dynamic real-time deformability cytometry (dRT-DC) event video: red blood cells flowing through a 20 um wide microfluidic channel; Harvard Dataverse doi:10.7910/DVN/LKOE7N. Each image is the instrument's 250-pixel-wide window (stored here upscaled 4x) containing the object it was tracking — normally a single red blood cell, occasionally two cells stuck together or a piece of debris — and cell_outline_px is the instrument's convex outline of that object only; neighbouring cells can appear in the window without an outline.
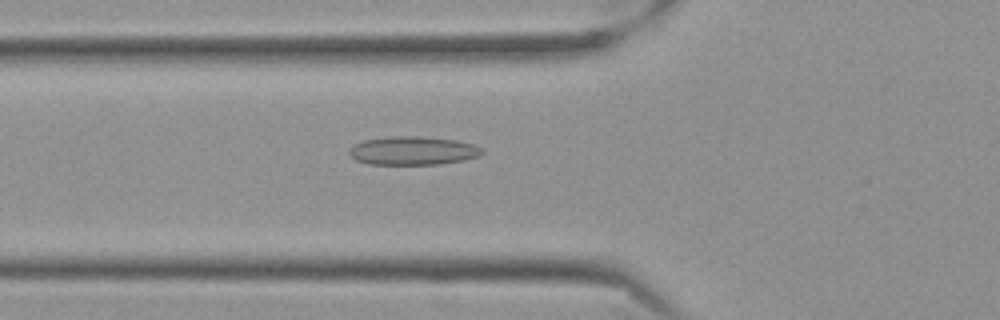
{"species": "Egyptian fruit bat (a non-hibernating species)", "species_latin": "Rousettus aegyptiacus", "temperature_condition": "cold", "stored_images_in_passage": 58, "camera_frame_rate_fps": 3000, "um_per_image_px": 0.085, "frame": {"image": 1, "passage_image": 21, "time_ms": 6.667, "image_size_px": [1000, 320], "cell_outline_px": [[484, 152], [480, 156], [464, 160], [440, 164], [368, 164], [356, 160], [348, 152], [348, 148], [364, 140], [388, 136], [420, 136], [456, 140], [476, 144], [484, 148]], "centroid_in_image_um": [35.14, 12.8], "position_along_channel_um": 90.7, "area_um2": 22.31}}
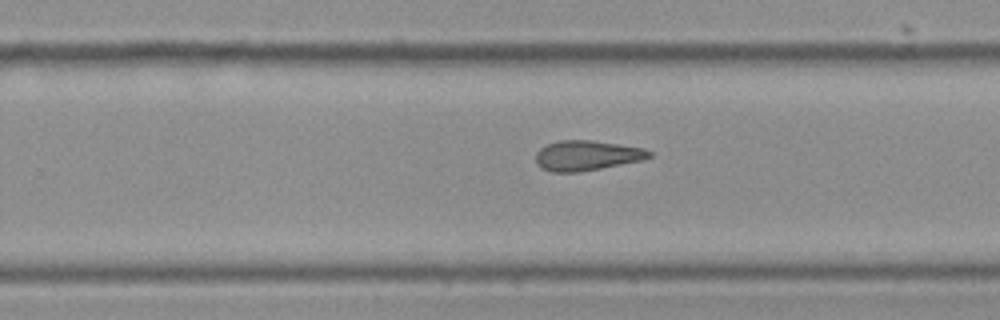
{"frame": {"image": 2, "passage_image": 37, "time_ms": 12.0, "image_size_px": [1000, 320], "cell_outline_px": [[652, 156], [640, 160], [580, 172], [552, 172], [540, 168], [536, 164], [536, 152], [540, 148], [548, 144], [560, 140], [592, 140], [644, 148], [652, 152]], "centroid_in_image_um": [49.84, 13.22], "position_along_channel_um": 280.0, "area_um2": 19.77}}
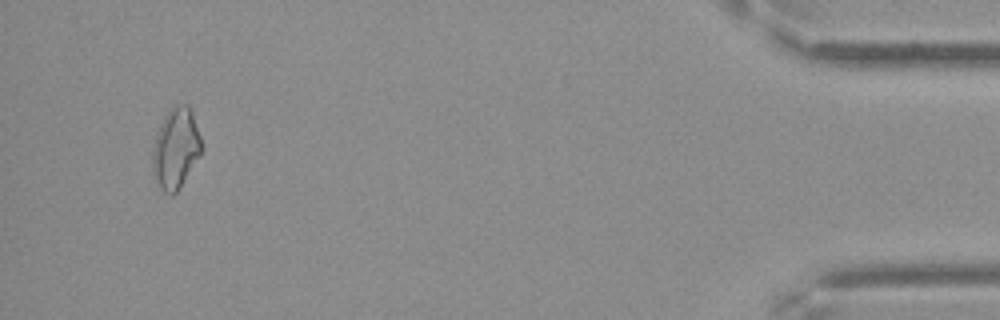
{"frame": {"image": 3, "passage_image": 55, "time_ms": 18.0, "image_size_px": [1000, 320], "cell_outline_px": [[204, 148], [176, 192], [172, 196], [164, 192], [160, 188], [152, 164], [152, 156], [156, 136], [164, 116], [168, 108], [176, 104], [188, 104], [192, 112]], "centroid_in_image_um": [14.96, 12.56], "position_along_channel_um": 420.2, "area_um2": 22.6}, "authors_computed_cell_mechanics": {"area_um2": 20.6346, "velocity_mm_per_s": 3.53, "shape_relaxation_time_tau1_ms": null, "shape_relaxation_time_tau2_ms": 4.337, "deformation_change_tau1": null, "deformation_change_tau2": 0.1369}}